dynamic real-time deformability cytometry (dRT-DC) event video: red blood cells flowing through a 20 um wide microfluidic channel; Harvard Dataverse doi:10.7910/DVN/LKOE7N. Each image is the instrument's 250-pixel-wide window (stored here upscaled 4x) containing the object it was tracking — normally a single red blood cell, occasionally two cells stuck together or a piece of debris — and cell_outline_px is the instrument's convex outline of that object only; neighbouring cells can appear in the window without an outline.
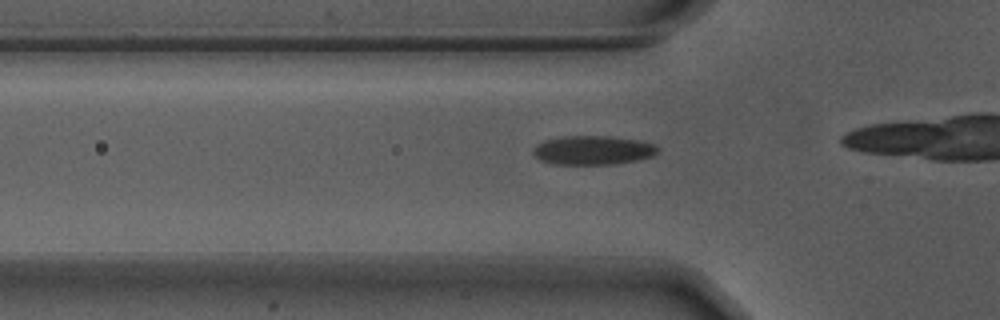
{"species": "Egyptian fruit bat (a non-hibernating species)", "species_latin": "Rousettus aegyptiacus", "temperature_condition": "warm", "stored_images_in_passage": 30, "camera_frame_rate_fps": 3000, "um_per_image_px": 0.085, "animal": {"sex": "male"}, "frame": {"image": 1, "passage_image": 4, "time_ms": 1.0, "image_size_px": [1000, 320], "cell_outline_px": [[660, 148], [652, 156], [636, 160], [616, 164], [552, 164], [540, 160], [532, 152], [532, 148], [536, 144], [544, 140], [564, 136], [608, 136], [640, 140], [656, 144]], "centroid_in_image_um": [50.39, 12.76], "position_along_channel_um": 75.4, "area_um2": 21.21}}
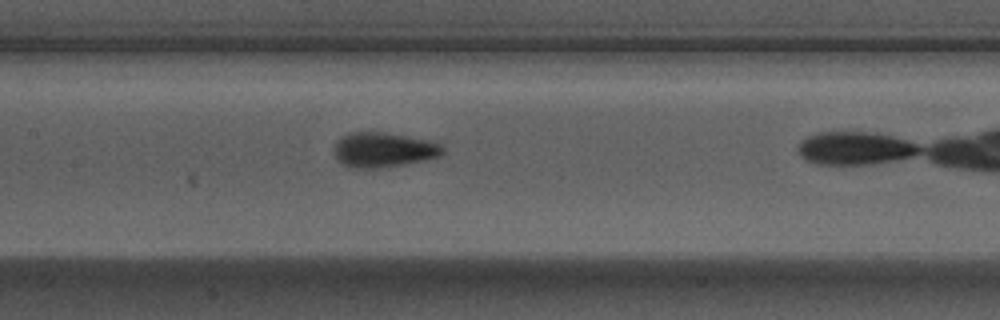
{"frame": {"image": 2, "passage_image": 12, "time_ms": 3.667, "image_size_px": [1000, 320], "cell_outline_px": [[444, 152], [440, 156], [424, 160], [404, 164], [372, 168], [348, 168], [336, 160], [332, 148], [336, 140], [340, 136], [348, 132], [384, 132], [428, 140], [440, 144], [444, 148]], "centroid_in_image_um": [32.51, 12.73], "position_along_channel_um": 174.9, "area_um2": 22.31}}
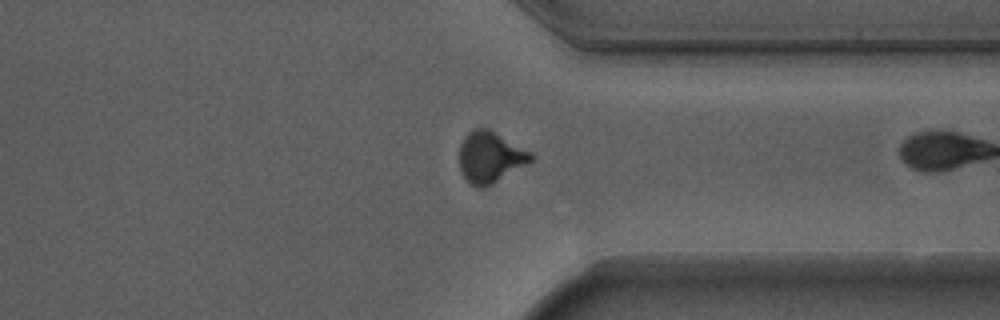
{"frame": {"image": 3, "passage_image": 28, "time_ms": 9.0, "image_size_px": [1000, 320], "cell_outline_px": [[536, 156], [532, 160], [492, 184], [484, 188], [476, 188], [464, 176], [460, 168], [460, 144], [464, 136], [468, 132], [476, 128], [488, 128], [532, 152]], "centroid_in_image_um": [41.67, 13.34], "position_along_channel_um": 369.7, "area_um2": 21.15}}